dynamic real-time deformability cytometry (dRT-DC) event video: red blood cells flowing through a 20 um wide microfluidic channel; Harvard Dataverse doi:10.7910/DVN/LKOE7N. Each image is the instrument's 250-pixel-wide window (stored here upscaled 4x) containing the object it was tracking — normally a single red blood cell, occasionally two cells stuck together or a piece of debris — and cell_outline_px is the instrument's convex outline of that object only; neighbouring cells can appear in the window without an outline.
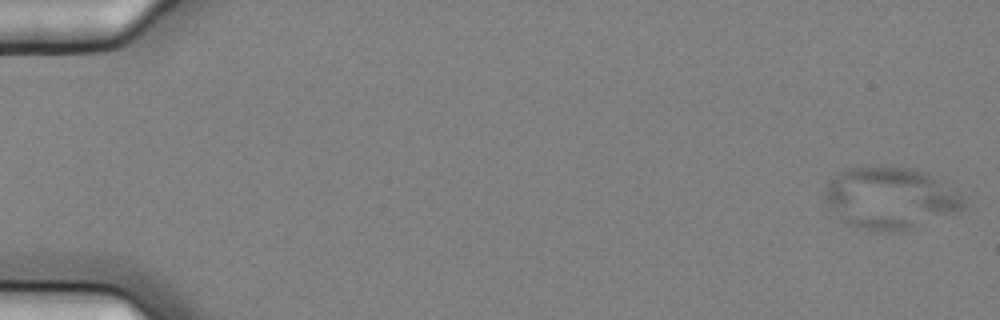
{"species": "common noctule bat (a hibernating species)", "species_latin": "Nyctalus noctula", "temperature_condition": "cold", "stored_images_in_passage": 15, "camera_frame_rate_fps": 3000, "um_per_image_px": 0.085, "animal": {"sex": "female", "body_mass_g": 25.1}, "frame": {"image": 1, "passage_image": 1, "time_ms": 0.0, "image_size_px": [1000, 320], "cell_outline_px": [[964, 208], [960, 212], [916, 228], [900, 232], [856, 228], [840, 220], [828, 208], [824, 200], [824, 192], [828, 184], [840, 172], [848, 168], [872, 164], [880, 164], [912, 168], [924, 172], [932, 176], [964, 196]], "centroid_in_image_um": [75.66, 16.83], "position_along_channel_um": 9.3, "area_um2": 50.92}}
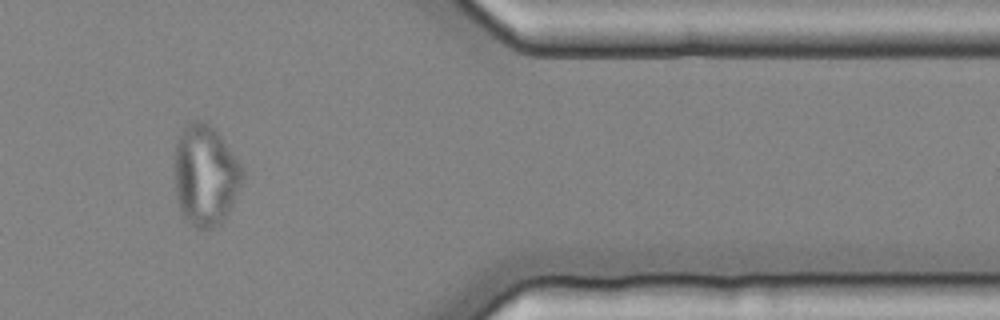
{"frame": {"image": 2, "passage_image": 13, "time_ms": 4.0, "image_size_px": [1000, 320], "cell_outline_px": [[244, 180], [224, 220], [220, 224], [212, 228], [196, 228], [180, 212], [176, 196], [176, 140], [184, 128], [192, 120], [204, 120], [220, 136], [244, 168]], "centroid_in_image_um": [17.48, 14.91], "position_along_channel_um": 393.9, "area_um2": 39.59}}